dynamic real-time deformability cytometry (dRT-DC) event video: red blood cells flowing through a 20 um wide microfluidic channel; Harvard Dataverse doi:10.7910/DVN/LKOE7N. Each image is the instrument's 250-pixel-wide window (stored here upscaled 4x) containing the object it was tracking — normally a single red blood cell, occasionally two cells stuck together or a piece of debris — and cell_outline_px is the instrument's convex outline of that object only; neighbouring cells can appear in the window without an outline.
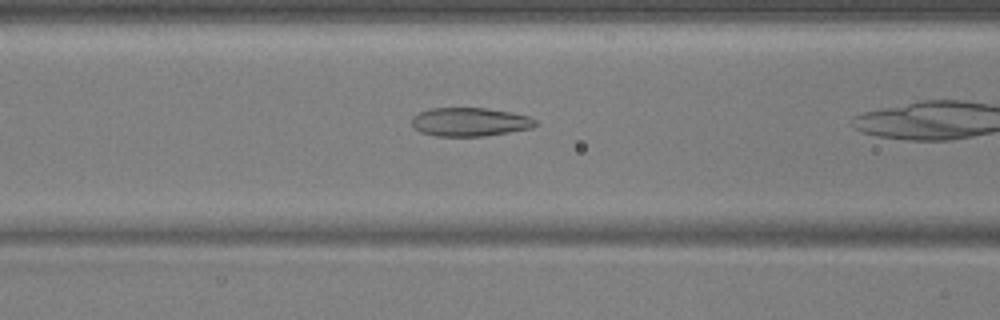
{"species": "common noctule bat (a hibernating species)", "species_latin": "Nyctalus noctula", "temperature_condition": "warm", "stored_images_in_passage": 11, "camera_frame_rate_fps": 3000, "um_per_image_px": 0.085, "animal": {"sex": "male", "body_mass_g": 17.9, "forearm_length_mm": 54.2}, "frame": {"image": 1, "passage_image": 3, "time_ms": 0.667, "image_size_px": [1000, 320], "cell_outline_px": [[536, 124], [532, 128], [484, 136], [436, 136], [420, 132], [412, 128], [412, 116], [420, 112], [432, 108], [484, 108], [512, 112], [528, 116], [536, 120]], "centroid_in_image_um": [39.91, 10.37], "position_along_channel_um": 126.7, "area_um2": 20.63}}
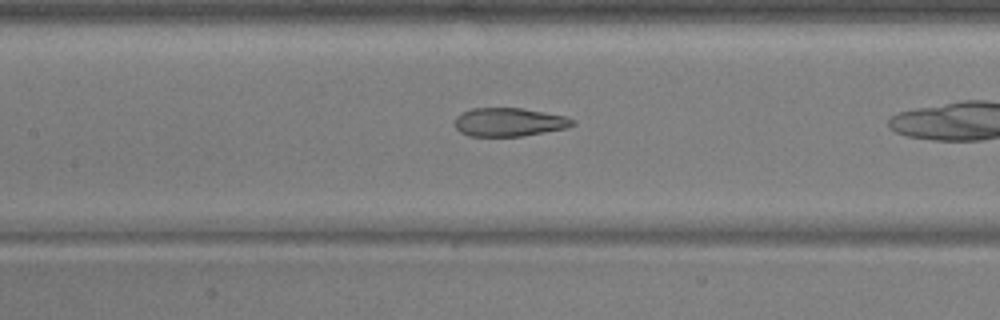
{"frame": {"image": 2, "passage_image": 6, "time_ms": 1.667, "image_size_px": [1000, 320], "cell_outline_px": [[576, 124], [568, 128], [520, 136], [468, 136], [460, 132], [456, 128], [456, 116], [472, 108], [520, 108], [564, 116], [576, 120]], "centroid_in_image_um": [43.29, 10.38], "position_along_channel_um": 164.1, "area_um2": 19.42}}